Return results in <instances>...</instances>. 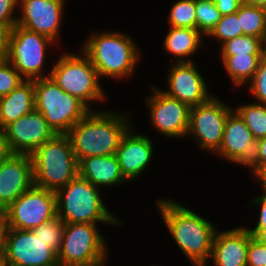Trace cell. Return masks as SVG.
<instances>
[{"label":"cell","mask_w":266,"mask_h":266,"mask_svg":"<svg viewBox=\"0 0 266 266\" xmlns=\"http://www.w3.org/2000/svg\"><path fill=\"white\" fill-rule=\"evenodd\" d=\"M33 185L31 155L12 153L0 164V204L4 209Z\"/></svg>","instance_id":"17"},{"label":"cell","mask_w":266,"mask_h":266,"mask_svg":"<svg viewBox=\"0 0 266 266\" xmlns=\"http://www.w3.org/2000/svg\"><path fill=\"white\" fill-rule=\"evenodd\" d=\"M249 83V90L254 99L266 105V52L261 56L258 69Z\"/></svg>","instance_id":"33"},{"label":"cell","mask_w":266,"mask_h":266,"mask_svg":"<svg viewBox=\"0 0 266 266\" xmlns=\"http://www.w3.org/2000/svg\"><path fill=\"white\" fill-rule=\"evenodd\" d=\"M233 111L231 106L220 101L216 96L203 104L190 109L187 135H193L199 147L210 152L220 148L227 117Z\"/></svg>","instance_id":"11"},{"label":"cell","mask_w":266,"mask_h":266,"mask_svg":"<svg viewBox=\"0 0 266 266\" xmlns=\"http://www.w3.org/2000/svg\"><path fill=\"white\" fill-rule=\"evenodd\" d=\"M0 266H8L4 259H0Z\"/></svg>","instance_id":"47"},{"label":"cell","mask_w":266,"mask_h":266,"mask_svg":"<svg viewBox=\"0 0 266 266\" xmlns=\"http://www.w3.org/2000/svg\"><path fill=\"white\" fill-rule=\"evenodd\" d=\"M108 252L97 223H65L59 266H105Z\"/></svg>","instance_id":"8"},{"label":"cell","mask_w":266,"mask_h":266,"mask_svg":"<svg viewBox=\"0 0 266 266\" xmlns=\"http://www.w3.org/2000/svg\"><path fill=\"white\" fill-rule=\"evenodd\" d=\"M10 154L12 153L9 150L6 138L4 137L2 130H0V164L4 162L10 156Z\"/></svg>","instance_id":"42"},{"label":"cell","mask_w":266,"mask_h":266,"mask_svg":"<svg viewBox=\"0 0 266 266\" xmlns=\"http://www.w3.org/2000/svg\"><path fill=\"white\" fill-rule=\"evenodd\" d=\"M8 233L7 224L4 221L0 222V259H4L6 252V238Z\"/></svg>","instance_id":"39"},{"label":"cell","mask_w":266,"mask_h":266,"mask_svg":"<svg viewBox=\"0 0 266 266\" xmlns=\"http://www.w3.org/2000/svg\"><path fill=\"white\" fill-rule=\"evenodd\" d=\"M241 4L251 5V6H260L263 7L266 5V0H240Z\"/></svg>","instance_id":"44"},{"label":"cell","mask_w":266,"mask_h":266,"mask_svg":"<svg viewBox=\"0 0 266 266\" xmlns=\"http://www.w3.org/2000/svg\"><path fill=\"white\" fill-rule=\"evenodd\" d=\"M4 260L8 266H59L57 254L32 230L8 228Z\"/></svg>","instance_id":"12"},{"label":"cell","mask_w":266,"mask_h":266,"mask_svg":"<svg viewBox=\"0 0 266 266\" xmlns=\"http://www.w3.org/2000/svg\"><path fill=\"white\" fill-rule=\"evenodd\" d=\"M50 38L16 25L8 32L6 59L19 72L24 80H36L43 75V66ZM49 45V46H48Z\"/></svg>","instance_id":"9"},{"label":"cell","mask_w":266,"mask_h":266,"mask_svg":"<svg viewBox=\"0 0 266 266\" xmlns=\"http://www.w3.org/2000/svg\"><path fill=\"white\" fill-rule=\"evenodd\" d=\"M95 111H90L67 133L77 161L115 154L122 136L131 127L127 114Z\"/></svg>","instance_id":"2"},{"label":"cell","mask_w":266,"mask_h":266,"mask_svg":"<svg viewBox=\"0 0 266 266\" xmlns=\"http://www.w3.org/2000/svg\"><path fill=\"white\" fill-rule=\"evenodd\" d=\"M253 236L246 227L215 233L210 258L212 266H247L249 240Z\"/></svg>","instance_id":"20"},{"label":"cell","mask_w":266,"mask_h":266,"mask_svg":"<svg viewBox=\"0 0 266 266\" xmlns=\"http://www.w3.org/2000/svg\"><path fill=\"white\" fill-rule=\"evenodd\" d=\"M262 9H263V12H264V22H265V26H266V5H264L262 7Z\"/></svg>","instance_id":"46"},{"label":"cell","mask_w":266,"mask_h":266,"mask_svg":"<svg viewBox=\"0 0 266 266\" xmlns=\"http://www.w3.org/2000/svg\"><path fill=\"white\" fill-rule=\"evenodd\" d=\"M78 175L98 188L126 182L115 154L80 159Z\"/></svg>","instance_id":"21"},{"label":"cell","mask_w":266,"mask_h":266,"mask_svg":"<svg viewBox=\"0 0 266 266\" xmlns=\"http://www.w3.org/2000/svg\"><path fill=\"white\" fill-rule=\"evenodd\" d=\"M221 19L213 0H196V29L207 37Z\"/></svg>","instance_id":"29"},{"label":"cell","mask_w":266,"mask_h":266,"mask_svg":"<svg viewBox=\"0 0 266 266\" xmlns=\"http://www.w3.org/2000/svg\"><path fill=\"white\" fill-rule=\"evenodd\" d=\"M23 81L19 72L7 59L0 61V98L8 95Z\"/></svg>","instance_id":"32"},{"label":"cell","mask_w":266,"mask_h":266,"mask_svg":"<svg viewBox=\"0 0 266 266\" xmlns=\"http://www.w3.org/2000/svg\"><path fill=\"white\" fill-rule=\"evenodd\" d=\"M2 132L14 154L31 155L55 133L43 114L36 109L6 125Z\"/></svg>","instance_id":"14"},{"label":"cell","mask_w":266,"mask_h":266,"mask_svg":"<svg viewBox=\"0 0 266 266\" xmlns=\"http://www.w3.org/2000/svg\"><path fill=\"white\" fill-rule=\"evenodd\" d=\"M55 193L57 216L65 223L121 225L104 205L99 188L79 175Z\"/></svg>","instance_id":"4"},{"label":"cell","mask_w":266,"mask_h":266,"mask_svg":"<svg viewBox=\"0 0 266 266\" xmlns=\"http://www.w3.org/2000/svg\"><path fill=\"white\" fill-rule=\"evenodd\" d=\"M220 52V55L265 53L266 43L261 38L249 35H242L223 43L221 45Z\"/></svg>","instance_id":"27"},{"label":"cell","mask_w":266,"mask_h":266,"mask_svg":"<svg viewBox=\"0 0 266 266\" xmlns=\"http://www.w3.org/2000/svg\"><path fill=\"white\" fill-rule=\"evenodd\" d=\"M233 110L248 126L256 141L266 137V105L254 102Z\"/></svg>","instance_id":"26"},{"label":"cell","mask_w":266,"mask_h":266,"mask_svg":"<svg viewBox=\"0 0 266 266\" xmlns=\"http://www.w3.org/2000/svg\"><path fill=\"white\" fill-rule=\"evenodd\" d=\"M248 231L261 244L266 245V225H256L254 229L248 227Z\"/></svg>","instance_id":"40"},{"label":"cell","mask_w":266,"mask_h":266,"mask_svg":"<svg viewBox=\"0 0 266 266\" xmlns=\"http://www.w3.org/2000/svg\"><path fill=\"white\" fill-rule=\"evenodd\" d=\"M33 81L35 109L43 114L55 134H67L90 112L79 99L65 92L50 76Z\"/></svg>","instance_id":"6"},{"label":"cell","mask_w":266,"mask_h":266,"mask_svg":"<svg viewBox=\"0 0 266 266\" xmlns=\"http://www.w3.org/2000/svg\"><path fill=\"white\" fill-rule=\"evenodd\" d=\"M256 140L248 126L233 110L227 117L223 139L217 155L234 164L247 165L255 153Z\"/></svg>","instance_id":"18"},{"label":"cell","mask_w":266,"mask_h":266,"mask_svg":"<svg viewBox=\"0 0 266 266\" xmlns=\"http://www.w3.org/2000/svg\"><path fill=\"white\" fill-rule=\"evenodd\" d=\"M168 18L171 27L196 29V0H178Z\"/></svg>","instance_id":"28"},{"label":"cell","mask_w":266,"mask_h":266,"mask_svg":"<svg viewBox=\"0 0 266 266\" xmlns=\"http://www.w3.org/2000/svg\"><path fill=\"white\" fill-rule=\"evenodd\" d=\"M8 30L0 26V61L6 59Z\"/></svg>","instance_id":"41"},{"label":"cell","mask_w":266,"mask_h":266,"mask_svg":"<svg viewBox=\"0 0 266 266\" xmlns=\"http://www.w3.org/2000/svg\"><path fill=\"white\" fill-rule=\"evenodd\" d=\"M153 96L146 99L152 125L161 135L171 138L187 136L191 107L167 96L153 86Z\"/></svg>","instance_id":"13"},{"label":"cell","mask_w":266,"mask_h":266,"mask_svg":"<svg viewBox=\"0 0 266 266\" xmlns=\"http://www.w3.org/2000/svg\"><path fill=\"white\" fill-rule=\"evenodd\" d=\"M247 166L253 175L261 168L266 167V137L256 141L254 157Z\"/></svg>","instance_id":"36"},{"label":"cell","mask_w":266,"mask_h":266,"mask_svg":"<svg viewBox=\"0 0 266 266\" xmlns=\"http://www.w3.org/2000/svg\"><path fill=\"white\" fill-rule=\"evenodd\" d=\"M254 176L260 181L263 193L266 194V167L261 168Z\"/></svg>","instance_id":"43"},{"label":"cell","mask_w":266,"mask_h":266,"mask_svg":"<svg viewBox=\"0 0 266 266\" xmlns=\"http://www.w3.org/2000/svg\"><path fill=\"white\" fill-rule=\"evenodd\" d=\"M5 220V209L0 204V222Z\"/></svg>","instance_id":"45"},{"label":"cell","mask_w":266,"mask_h":266,"mask_svg":"<svg viewBox=\"0 0 266 266\" xmlns=\"http://www.w3.org/2000/svg\"><path fill=\"white\" fill-rule=\"evenodd\" d=\"M263 54L220 55L224 69L233 82L232 84L241 87L242 84L250 82L258 69Z\"/></svg>","instance_id":"24"},{"label":"cell","mask_w":266,"mask_h":266,"mask_svg":"<svg viewBox=\"0 0 266 266\" xmlns=\"http://www.w3.org/2000/svg\"><path fill=\"white\" fill-rule=\"evenodd\" d=\"M138 51L131 37L116 31L94 32L82 46L100 79L130 77L140 58Z\"/></svg>","instance_id":"3"},{"label":"cell","mask_w":266,"mask_h":266,"mask_svg":"<svg viewBox=\"0 0 266 266\" xmlns=\"http://www.w3.org/2000/svg\"><path fill=\"white\" fill-rule=\"evenodd\" d=\"M64 227L65 222L56 216L54 219L33 228L32 232L58 254L61 249Z\"/></svg>","instance_id":"30"},{"label":"cell","mask_w":266,"mask_h":266,"mask_svg":"<svg viewBox=\"0 0 266 266\" xmlns=\"http://www.w3.org/2000/svg\"><path fill=\"white\" fill-rule=\"evenodd\" d=\"M193 62L174 63L168 74L167 90H162L167 96L186 103L190 107L203 104L210 100L204 77L198 72Z\"/></svg>","instance_id":"16"},{"label":"cell","mask_w":266,"mask_h":266,"mask_svg":"<svg viewBox=\"0 0 266 266\" xmlns=\"http://www.w3.org/2000/svg\"><path fill=\"white\" fill-rule=\"evenodd\" d=\"M236 13L240 19L243 35L261 38L266 43V26L262 7L241 4Z\"/></svg>","instance_id":"25"},{"label":"cell","mask_w":266,"mask_h":266,"mask_svg":"<svg viewBox=\"0 0 266 266\" xmlns=\"http://www.w3.org/2000/svg\"><path fill=\"white\" fill-rule=\"evenodd\" d=\"M153 142L129 128L122 136L115 155L126 180H135L148 167L153 156Z\"/></svg>","instance_id":"19"},{"label":"cell","mask_w":266,"mask_h":266,"mask_svg":"<svg viewBox=\"0 0 266 266\" xmlns=\"http://www.w3.org/2000/svg\"><path fill=\"white\" fill-rule=\"evenodd\" d=\"M243 31L237 13L221 16L215 28L208 35L219 39L220 45L235 37L242 36Z\"/></svg>","instance_id":"31"},{"label":"cell","mask_w":266,"mask_h":266,"mask_svg":"<svg viewBox=\"0 0 266 266\" xmlns=\"http://www.w3.org/2000/svg\"><path fill=\"white\" fill-rule=\"evenodd\" d=\"M247 266H266V245L254 237L249 240Z\"/></svg>","instance_id":"35"},{"label":"cell","mask_w":266,"mask_h":266,"mask_svg":"<svg viewBox=\"0 0 266 266\" xmlns=\"http://www.w3.org/2000/svg\"><path fill=\"white\" fill-rule=\"evenodd\" d=\"M31 158L35 186L56 192L78 175V161L67 134H55Z\"/></svg>","instance_id":"5"},{"label":"cell","mask_w":266,"mask_h":266,"mask_svg":"<svg viewBox=\"0 0 266 266\" xmlns=\"http://www.w3.org/2000/svg\"><path fill=\"white\" fill-rule=\"evenodd\" d=\"M64 0H19L21 15L16 25L56 42L63 18Z\"/></svg>","instance_id":"15"},{"label":"cell","mask_w":266,"mask_h":266,"mask_svg":"<svg viewBox=\"0 0 266 266\" xmlns=\"http://www.w3.org/2000/svg\"><path fill=\"white\" fill-rule=\"evenodd\" d=\"M35 109L34 81L24 80L8 95L0 98V130Z\"/></svg>","instance_id":"22"},{"label":"cell","mask_w":266,"mask_h":266,"mask_svg":"<svg viewBox=\"0 0 266 266\" xmlns=\"http://www.w3.org/2000/svg\"><path fill=\"white\" fill-rule=\"evenodd\" d=\"M160 216L182 253L194 266L207 265L216 228L207 219L170 199H158Z\"/></svg>","instance_id":"1"},{"label":"cell","mask_w":266,"mask_h":266,"mask_svg":"<svg viewBox=\"0 0 266 266\" xmlns=\"http://www.w3.org/2000/svg\"><path fill=\"white\" fill-rule=\"evenodd\" d=\"M80 55H61L48 76L65 92L79 99L90 111H94L88 103L102 101L106 99V95L100 85L96 68L84 53Z\"/></svg>","instance_id":"7"},{"label":"cell","mask_w":266,"mask_h":266,"mask_svg":"<svg viewBox=\"0 0 266 266\" xmlns=\"http://www.w3.org/2000/svg\"><path fill=\"white\" fill-rule=\"evenodd\" d=\"M251 201L252 205L255 204L258 205L257 207H261L257 225H266V194L263 193V195L255 197V199H252Z\"/></svg>","instance_id":"38"},{"label":"cell","mask_w":266,"mask_h":266,"mask_svg":"<svg viewBox=\"0 0 266 266\" xmlns=\"http://www.w3.org/2000/svg\"><path fill=\"white\" fill-rule=\"evenodd\" d=\"M19 0H0V26L10 31L17 23V16L14 17L15 8Z\"/></svg>","instance_id":"34"},{"label":"cell","mask_w":266,"mask_h":266,"mask_svg":"<svg viewBox=\"0 0 266 266\" xmlns=\"http://www.w3.org/2000/svg\"><path fill=\"white\" fill-rule=\"evenodd\" d=\"M56 216V193L35 185L5 209L7 227L19 230H32Z\"/></svg>","instance_id":"10"},{"label":"cell","mask_w":266,"mask_h":266,"mask_svg":"<svg viewBox=\"0 0 266 266\" xmlns=\"http://www.w3.org/2000/svg\"><path fill=\"white\" fill-rule=\"evenodd\" d=\"M203 35L192 28H175L170 26V30L164 39V49L173 54V59H177V63L194 62L188 59L202 45ZM187 57V59H184Z\"/></svg>","instance_id":"23"},{"label":"cell","mask_w":266,"mask_h":266,"mask_svg":"<svg viewBox=\"0 0 266 266\" xmlns=\"http://www.w3.org/2000/svg\"><path fill=\"white\" fill-rule=\"evenodd\" d=\"M221 16L236 13L241 5L240 0H213Z\"/></svg>","instance_id":"37"}]
</instances>
